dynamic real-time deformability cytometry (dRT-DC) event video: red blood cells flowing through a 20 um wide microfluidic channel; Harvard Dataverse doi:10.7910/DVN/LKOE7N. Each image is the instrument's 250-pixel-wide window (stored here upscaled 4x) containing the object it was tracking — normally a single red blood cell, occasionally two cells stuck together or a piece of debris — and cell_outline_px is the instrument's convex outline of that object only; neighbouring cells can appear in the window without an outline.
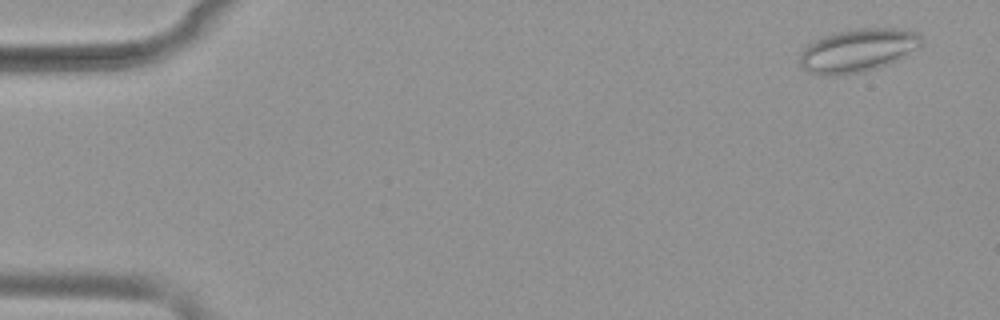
{"species": "common noctule bat (a hibernating species)", "species_latin": "Nyctalus noctula", "temperature_condition": "warm", "stored_images_in_passage": 53, "camera_frame_rate_fps": 3000, "um_per_image_px": 0.085, "animal": {"sex": "female", "body_mass_g": 19.9}, "frame": {"image": 1, "passage_image": 3, "time_ms": 0.667, "image_size_px": [1000, 320], "cell_outline_px": [[924, 44], [888, 64], [864, 72], [836, 76], [824, 76], [808, 72], [800, 64], [800, 56], [804, 48], [808, 44], [820, 36], [836, 32], [856, 28], [904, 28], [916, 32], [924, 40]], "centroid_in_image_um": [72.91, 4.28], "position_along_channel_um": 12.1, "area_um2": 30.92}}
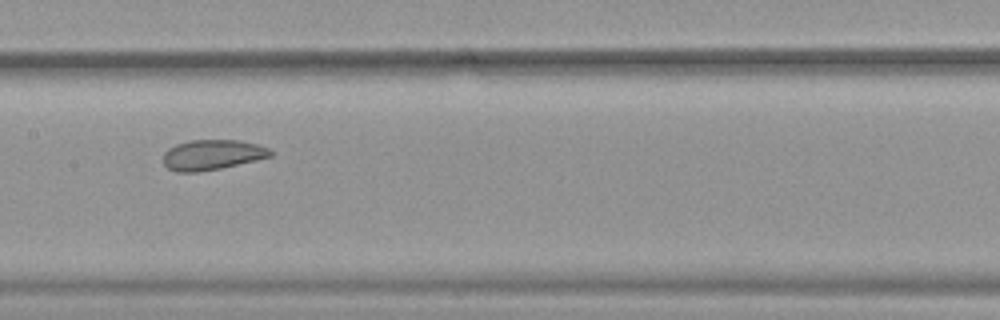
{"frame": {"image": 2, "passage_image": 27, "time_ms": 8.667, "image_size_px": [1000, 320], "cell_outline_px": [[272, 156], [256, 160], [220, 168], [196, 172], [176, 172], [168, 168], [164, 164], [164, 152], [168, 148], [176, 144], [188, 140], [240, 140], [256, 144], [268, 148], [272, 152]], "centroid_in_image_um": [18.01, 13.15], "position_along_channel_um": 189.4, "area_um2": 18.79}}
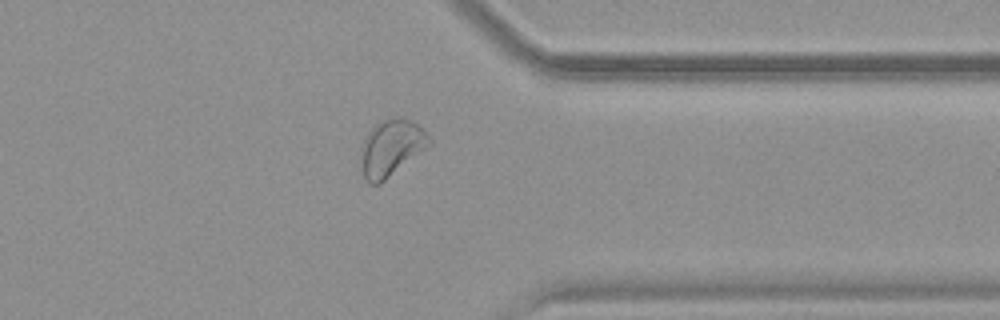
{"frame": {"image": 3, "passage_image": 42, "time_ms": 13.667, "image_size_px": [1000, 320], "cell_outline_px": [[432, 144], [380, 184], [368, 184], [364, 176], [360, 148], [368, 132], [376, 124], [384, 120], [400, 116], [416, 124], [432, 140]], "centroid_in_image_um": [33.25, 12.58], "position_along_channel_um": 378.1, "area_um2": 22.14}, "authors_computed_cell_mechanics": {"area_um2": 24.276, "velocity_mm_per_s": 3.8742, "shape_relaxation_time_tau1_ms": null, "shape_relaxation_time_tau2_ms": 2.2839, "deformation_change_tau1": null, "deformation_change_tau2": 0.0889}}